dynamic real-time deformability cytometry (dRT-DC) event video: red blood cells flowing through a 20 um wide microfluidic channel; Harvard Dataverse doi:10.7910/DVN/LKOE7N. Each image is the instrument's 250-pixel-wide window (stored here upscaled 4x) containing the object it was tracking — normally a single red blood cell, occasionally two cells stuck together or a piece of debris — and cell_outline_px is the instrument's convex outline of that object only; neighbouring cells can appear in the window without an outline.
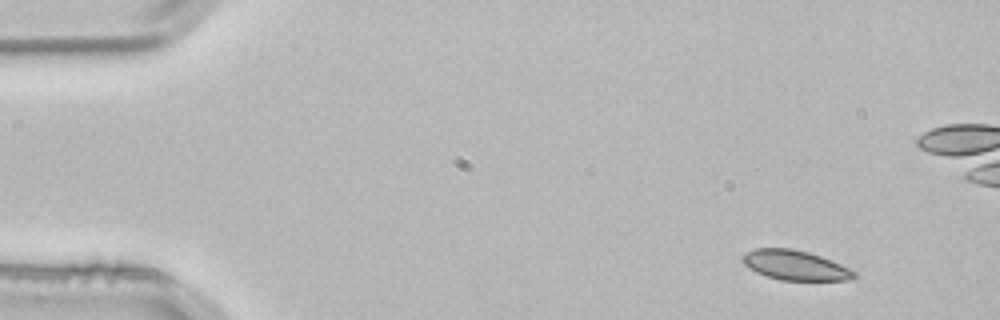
{"species": "common noctule bat (a hibernating species)", "species_latin": "Nyctalus noctula", "temperature_condition": "room temperature", "stored_images_in_passage": 4, "camera_frame_rate_fps": 3000, "um_per_image_px": 0.085, "animal": {"sex": "male", "body_mass_g": 21.5, "forearm_length_mm": 52.0}, "frame": {"image": 1, "passage_image": 1, "time_ms": 0.0, "image_size_px": [1000, 320], "cell_outline_px": [[856, 276], [852, 280], [780, 280], [756, 272], [744, 264], [740, 260], [744, 252], [756, 248], [792, 248], [808, 252], [820, 256], [840, 264], [856, 272]], "centroid_in_image_um": [67.56, 22.54], "position_along_channel_um": 17.4, "area_um2": 19.31}}